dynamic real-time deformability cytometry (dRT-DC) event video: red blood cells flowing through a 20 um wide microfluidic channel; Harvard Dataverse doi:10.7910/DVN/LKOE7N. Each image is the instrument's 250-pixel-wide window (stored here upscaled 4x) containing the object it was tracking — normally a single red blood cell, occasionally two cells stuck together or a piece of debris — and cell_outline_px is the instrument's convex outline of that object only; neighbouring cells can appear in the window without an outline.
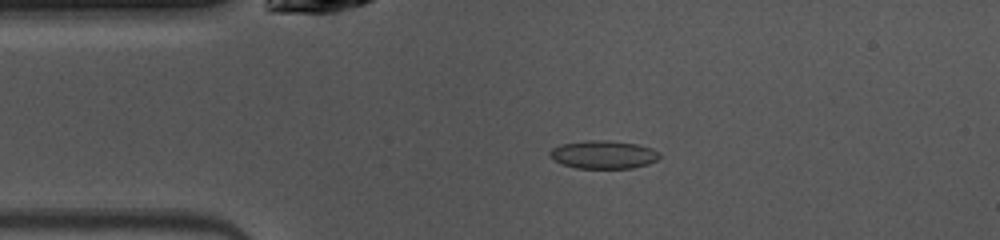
{"species": "common noctule bat (a hibernating species)", "species_latin": "Nyctalus noctula", "temperature_condition": "warm", "stored_images_in_passage": 48, "camera_frame_rate_fps": 3000, "um_per_image_px": 0.085, "animal": {"sex": "female", "body_mass_g": 10.0, "forearm_length_mm": 53.1}, "frame": {"image": 1, "passage_image": 9, "time_ms": 2.667, "image_size_px": [1000, 240], "cell_outline_px": [[660, 156], [656, 160], [648, 164], [632, 168], [576, 168], [564, 164], [548, 156], [548, 152], [552, 148], [560, 144], [584, 140], [608, 140], [636, 144], [652, 148], [660, 152]], "centroid_in_image_um": [51.28, 13.13], "position_along_channel_um": 33.7, "area_um2": 18.03}}
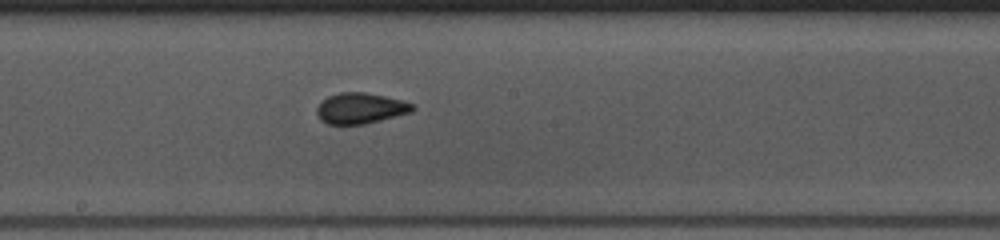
{"frame": {"image": 2, "passage_image": 24, "time_ms": 7.667, "image_size_px": [1000, 240], "cell_outline_px": [[416, 108], [412, 112], [364, 124], [328, 124], [320, 120], [316, 116], [316, 108], [320, 100], [328, 96], [340, 92], [364, 92], [404, 100], [416, 104]], "centroid_in_image_um": [30.63, 9.19], "position_along_channel_um": 217.6, "area_um2": 17.46}}
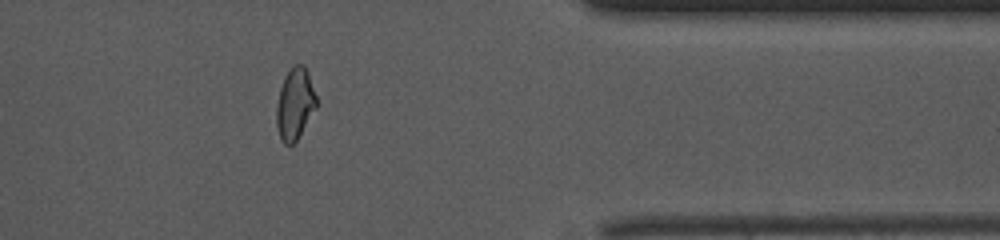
{"frame": {"image": 3, "passage_image": 38, "time_ms": 12.333, "image_size_px": [1000, 240], "cell_outline_px": [[316, 108], [296, 140], [292, 144], [284, 144], [280, 140], [276, 124], [276, 104], [280, 88], [284, 76], [296, 64], [304, 64], [308, 72], [316, 96]], "centroid_in_image_um": [25.05, 8.83], "position_along_channel_um": 386.4, "area_um2": 16.53}, "authors_computed_cell_mechanics": {"area_um2": 17.2244, "velocity_mm_per_s": 4.0698, "shape_relaxation_time_tau1_ms": null, "shape_relaxation_time_tau2_ms": 1.3087, "deformation_change_tau1": null, "deformation_change_tau2": 0.0456}}